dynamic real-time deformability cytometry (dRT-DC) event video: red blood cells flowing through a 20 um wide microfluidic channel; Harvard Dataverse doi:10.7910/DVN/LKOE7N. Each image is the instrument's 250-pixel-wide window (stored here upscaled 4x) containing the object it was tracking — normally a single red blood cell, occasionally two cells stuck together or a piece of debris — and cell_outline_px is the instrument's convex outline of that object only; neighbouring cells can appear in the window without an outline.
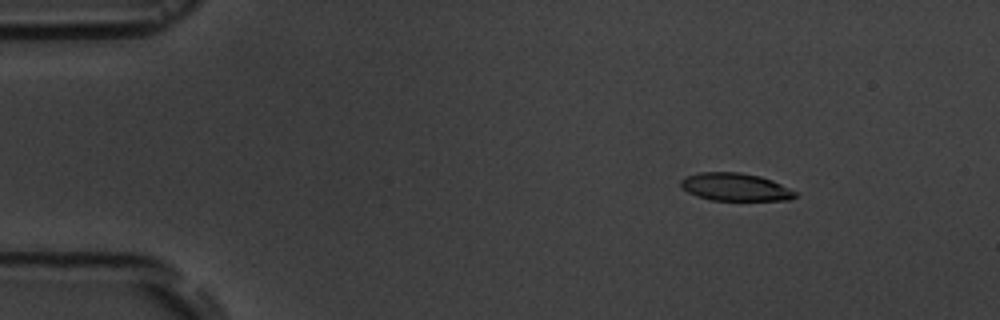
{"species": "common noctule bat (a hibernating species)", "species_latin": "Nyctalus noctula", "temperature_condition": "room temperature", "stored_images_in_passage": 10, "camera_frame_rate_fps": 3000, "um_per_image_px": 0.085, "animal": {"sex": "male", "body_mass_g": 19.5, "forearm_length_mm": 54.6}, "frame": {"image": 1, "passage_image": 2, "time_ms": 1.333, "image_size_px": [1000, 320], "cell_outline_px": [[800, 192], [796, 196], [788, 200], [712, 200], [696, 196], [688, 192], [680, 184], [680, 180], [688, 176], [700, 172], [740, 172], [760, 176], [772, 180]], "centroid_in_image_um": [62.55, 15.89], "position_along_channel_um": 22.5, "area_um2": 18.55}}
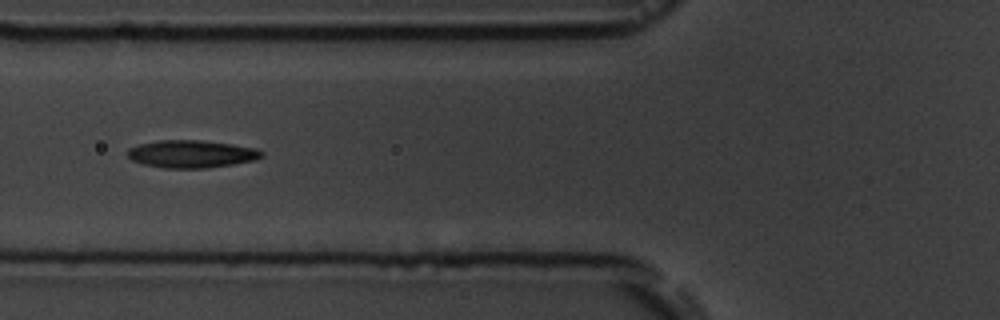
{"frame": {"image": 2, "passage_image": 6, "time_ms": 6.0, "image_size_px": [1000, 320], "cell_outline_px": [[264, 156], [256, 160], [232, 164], [204, 168], [164, 168], [144, 164], [132, 160], [128, 156], [128, 148], [140, 144], [160, 140], [200, 140], [232, 144], [256, 148], [264, 152]], "centroid_in_image_um": [16.3, 13.08], "position_along_channel_um": 109.5, "area_um2": 21.5}}
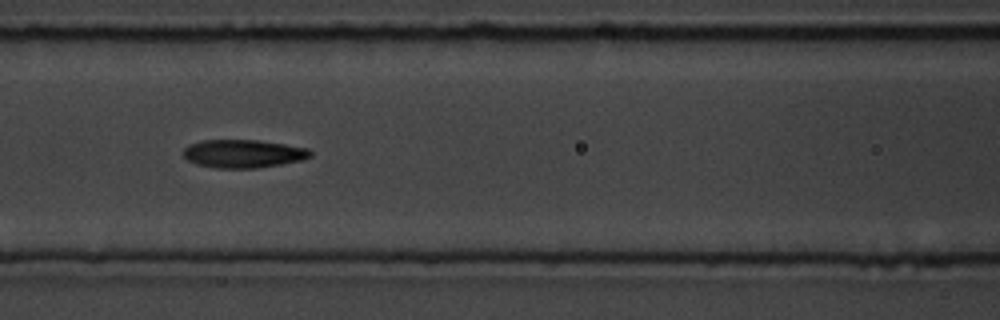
{"frame": {"image": 3, "passage_image": 7, "time_ms": 7.0, "image_size_px": [1000, 320], "cell_outline_px": [[312, 156], [300, 160], [280, 164], [256, 168], [216, 168], [196, 164], [188, 160], [184, 156], [184, 148], [188, 144], [204, 140], [256, 140], [284, 144], [308, 148], [312, 152]], "centroid_in_image_um": [20.66, 13.06], "position_along_channel_um": 145.9, "area_um2": 20.75}}